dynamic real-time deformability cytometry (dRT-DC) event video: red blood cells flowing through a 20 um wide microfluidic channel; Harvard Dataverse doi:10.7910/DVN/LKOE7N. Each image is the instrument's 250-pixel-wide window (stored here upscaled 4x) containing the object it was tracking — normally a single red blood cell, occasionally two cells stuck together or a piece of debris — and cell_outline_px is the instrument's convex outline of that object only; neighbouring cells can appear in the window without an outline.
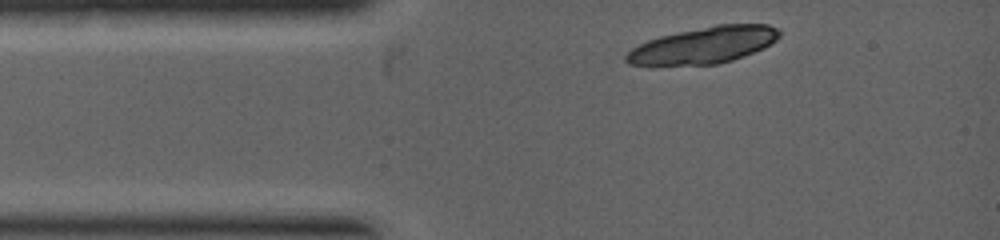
{"species": "common noctule bat (a hibernating species)", "species_latin": "Nyctalus noctula", "temperature_condition": "warm", "stored_images_in_passage": 1, "camera_frame_rate_fps": 5000, "um_per_image_px": 0.085, "animal": {"sex": "female", "body_mass_g": 19.0, "forearm_length_mm": 53.3}, "frame": {"image": 1, "passage_image": 1, "time_ms": 0.0, "image_size_px": [1000, 240], "cell_outline_px": [[780, 36], [776, 40], [764, 48], [732, 60], [716, 64], [652, 68], [628, 64], [624, 60], [624, 56], [632, 48], [648, 40], [660, 36], [716, 24], [768, 24], [776, 28], [780, 32]], "centroid_in_image_um": [59.72, 3.89], "position_along_channel_um": 25.3, "area_um2": 33.41}}